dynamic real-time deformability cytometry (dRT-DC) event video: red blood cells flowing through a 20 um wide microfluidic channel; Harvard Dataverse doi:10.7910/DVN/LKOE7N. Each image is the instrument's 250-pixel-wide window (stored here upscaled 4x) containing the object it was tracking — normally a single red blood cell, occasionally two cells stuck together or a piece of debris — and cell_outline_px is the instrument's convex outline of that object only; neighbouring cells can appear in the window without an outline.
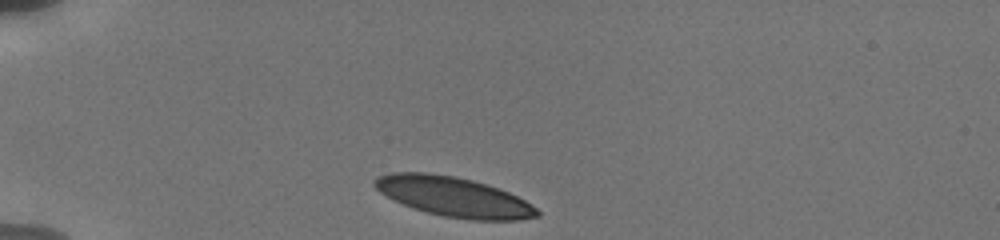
{"species": "human", "species_latin": "Homo sapiens", "temperature_condition": "cold", "stored_images_in_passage": 6, "camera_frame_rate_fps": 3000, "um_per_image_px": 0.085, "donor": {"sex": "male"}, "frame": {"image": 1, "passage_image": 1, "time_ms": 0.0, "image_size_px": [1000, 240], "cell_outline_px": [[540, 216], [520, 220], [468, 220], [444, 216], [428, 212], [404, 204], [380, 192], [372, 184], [372, 180], [380, 176], [392, 172], [428, 172], [456, 176], [472, 180], [500, 188], [524, 200], [536, 208], [540, 212]], "centroid_in_image_um": [38.59, 16.72], "position_along_channel_um": 46.4, "area_um2": 37.45}}
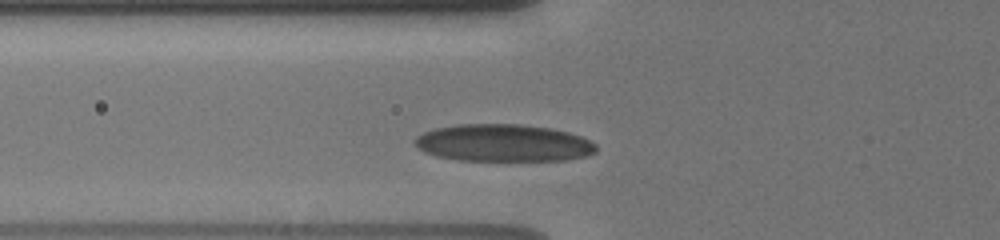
{"frame": {"image": 2, "passage_image": 5, "time_ms": 2.0, "image_size_px": [1000, 240], "cell_outline_px": [[596, 152], [588, 156], [568, 160], [456, 160], [436, 156], [424, 152], [412, 140], [416, 136], [424, 132], [436, 128], [460, 124], [520, 124], [548, 128], [568, 132], [592, 140], [596, 144]], "centroid_in_image_um": [42.81, 12.15], "position_along_channel_um": 83.0, "area_um2": 39.48}}